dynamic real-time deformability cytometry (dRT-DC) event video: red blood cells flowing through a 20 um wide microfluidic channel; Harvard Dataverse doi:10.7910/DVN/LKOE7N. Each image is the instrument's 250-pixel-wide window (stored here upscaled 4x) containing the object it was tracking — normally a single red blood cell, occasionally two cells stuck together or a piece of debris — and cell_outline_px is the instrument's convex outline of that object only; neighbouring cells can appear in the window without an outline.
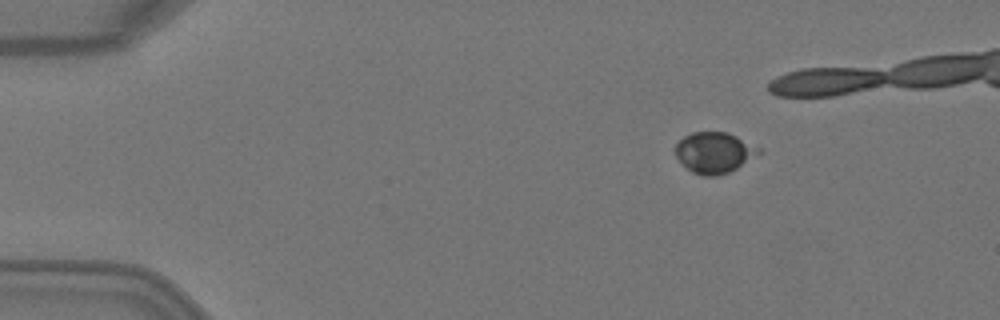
{"species": "Egyptian fruit bat (a non-hibernating species)", "species_latin": "Rousettus aegyptiacus", "temperature_condition": "warm", "stored_images_in_passage": 7, "camera_frame_rate_fps": 3000, "um_per_image_px": 0.085, "animal": {"sex": "female"}, "frame": {"image": 1, "passage_image": 1, "time_ms": 0.0, "image_size_px": [1000, 320], "cell_outline_px": [[760, 152], [736, 168], [728, 172], [716, 176], [704, 176], [692, 172], [680, 164], [676, 156], [676, 144], [684, 136], [692, 132], [728, 132], [760, 148]], "centroid_in_image_um": [60.66, 12.97], "position_along_channel_um": 24.3, "area_um2": 19.65}}